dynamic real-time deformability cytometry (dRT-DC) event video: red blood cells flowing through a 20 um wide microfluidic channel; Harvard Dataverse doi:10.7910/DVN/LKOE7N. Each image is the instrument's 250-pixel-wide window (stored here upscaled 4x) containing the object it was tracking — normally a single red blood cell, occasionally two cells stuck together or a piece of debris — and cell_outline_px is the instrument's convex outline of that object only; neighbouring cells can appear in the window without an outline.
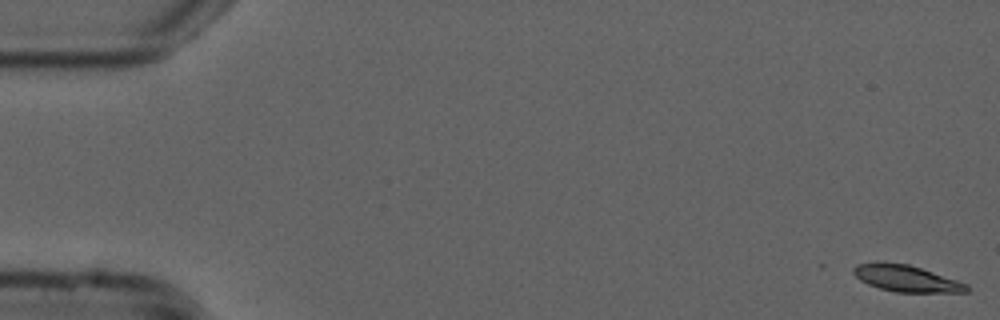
{"species": "common noctule bat (a hibernating species)", "species_latin": "Nyctalus noctula", "temperature_condition": "cold", "stored_images_in_passage": 14, "camera_frame_rate_fps": 3000, "um_per_image_px": 0.085, "animal": {"sex": "male", "forearm_length_mm": 52.5}, "frame": {"image": 1, "passage_image": 1, "time_ms": 0.0, "image_size_px": [1000, 320], "cell_outline_px": [[968, 292], [896, 292], [880, 288], [868, 284], [860, 280], [852, 272], [852, 268], [856, 264], [908, 264], [968, 284]], "centroid_in_image_um": [77.05, 23.7], "position_along_channel_um": 8.0, "area_um2": 16.82}}